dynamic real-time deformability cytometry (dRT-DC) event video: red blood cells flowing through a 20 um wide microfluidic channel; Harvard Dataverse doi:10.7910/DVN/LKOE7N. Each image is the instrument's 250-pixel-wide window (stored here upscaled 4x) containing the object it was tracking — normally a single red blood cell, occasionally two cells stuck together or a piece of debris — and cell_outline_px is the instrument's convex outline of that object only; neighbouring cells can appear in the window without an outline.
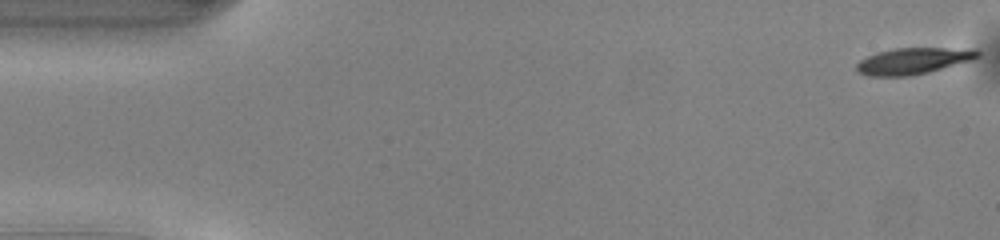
{"species": "common noctule bat (a hibernating species)", "species_latin": "Nyctalus noctula", "temperature_condition": "warm", "stored_images_in_passage": 50, "camera_frame_rate_fps": 3000, "um_per_image_px": 0.085, "animal": {"sex": "male", "body_mass_g": 13.0, "forearm_length_mm": 53.1}, "frame": {"image": 1, "passage_image": 1, "time_ms": 0.0, "image_size_px": [1000, 240], "cell_outline_px": [[980, 56], [972, 60], [928, 72], [912, 76], [868, 76], [856, 72], [856, 64], [860, 60], [876, 52], [896, 48], [976, 48], [980, 52]], "centroid_in_image_um": [77.63, 5.18], "position_along_channel_um": 7.4, "area_um2": 18.79}}
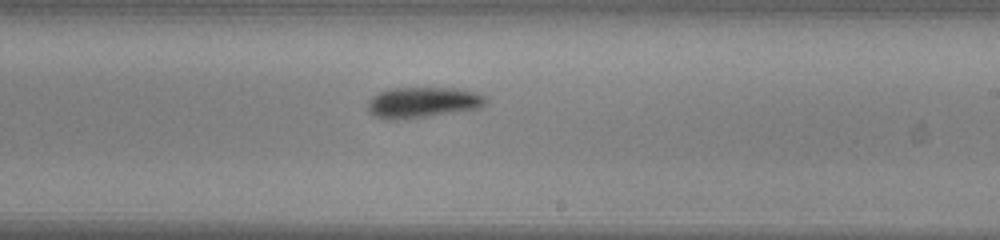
{"frame": {"image": 2, "passage_image": 29, "time_ms": 9.333, "image_size_px": [1000, 240], "cell_outline_px": [[488, 100], [480, 108], [424, 116], [376, 116], [368, 112], [368, 100], [372, 96], [388, 88], [460, 88], [476, 92], [484, 96]], "centroid_in_image_um": [36.0, 8.64], "position_along_channel_um": 253.0, "area_um2": 20.23}}
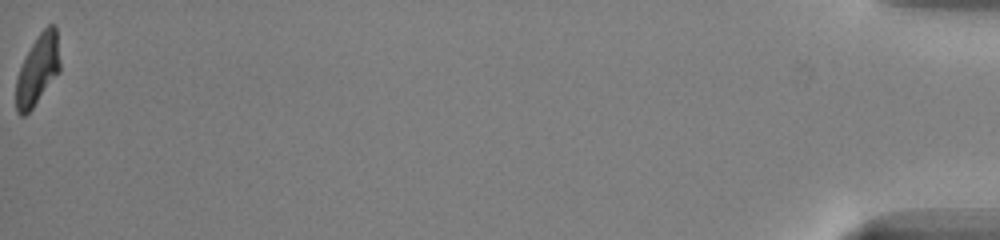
{"frame": {"image": 3, "passage_image": 50, "time_ms": 16.333, "image_size_px": [1000, 240], "cell_outline_px": [[60, 72], [32, 108], [24, 116], [20, 116], [16, 112], [16, 80], [20, 68], [32, 44], [40, 32], [48, 24], [56, 24], [60, 60]], "centroid_in_image_um": [3.22, 5.93], "position_along_channel_um": 432.0, "area_um2": 17.92}, "authors_computed_cell_mechanics": {"area_um2": 19.6809, "velocity_mm_per_s": 4.1153, "shape_relaxation_time_tau1_ms": 1.8689, "shape_relaxation_time_tau2_ms": null, "deformation_change_tau1": 0.1296, "deformation_change_tau2": null}}